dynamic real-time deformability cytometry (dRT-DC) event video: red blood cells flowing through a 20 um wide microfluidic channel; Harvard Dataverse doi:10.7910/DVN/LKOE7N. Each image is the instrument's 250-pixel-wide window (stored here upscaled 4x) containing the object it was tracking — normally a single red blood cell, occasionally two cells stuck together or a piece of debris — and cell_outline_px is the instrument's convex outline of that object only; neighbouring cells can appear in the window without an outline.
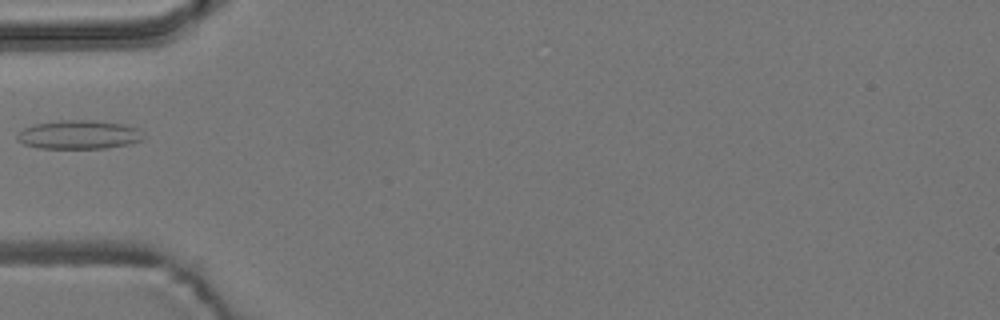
{"species": "common noctule bat (a hibernating species)", "species_latin": "Nyctalus noctula", "temperature_condition": "room temperature", "stored_images_in_passage": 5, "camera_frame_rate_fps": 3000, "um_per_image_px": 0.085, "animal": {"sex": "male", "body_mass_g": 19.2, "forearm_length_mm": 51.8}, "frame": {"image": 1, "passage_image": 5, "time_ms": 5.667, "image_size_px": [1000, 320], "cell_outline_px": [[148, 136], [144, 140], [128, 144], [104, 148], [40, 148], [24, 144], [16, 140], [16, 132], [32, 124], [60, 120], [92, 120], [120, 124], [136, 128]], "centroid_in_image_um": [6.68, 11.44], "position_along_channel_um": 78.3, "area_um2": 21.33}}